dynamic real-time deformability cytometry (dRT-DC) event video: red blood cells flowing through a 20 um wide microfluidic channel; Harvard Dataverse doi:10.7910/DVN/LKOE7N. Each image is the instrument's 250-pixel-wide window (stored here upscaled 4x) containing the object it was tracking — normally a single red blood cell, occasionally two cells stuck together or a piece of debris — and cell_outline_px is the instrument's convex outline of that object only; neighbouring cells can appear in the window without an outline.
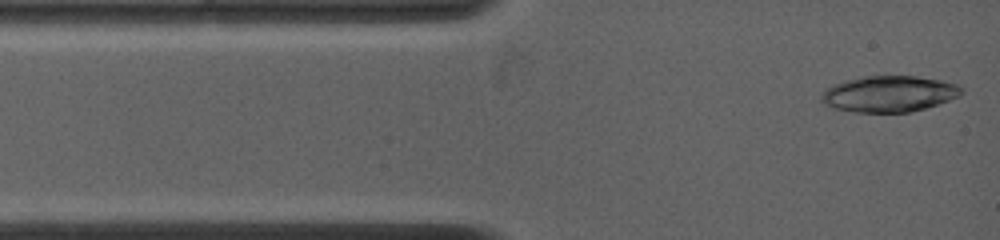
{"species": "common noctule bat (a hibernating species)", "species_latin": "Nyctalus noctula", "temperature_condition": "warm", "stored_images_in_passage": 5, "camera_frame_rate_fps": 4500, "um_per_image_px": 0.085, "animal": {"sex": "female", "body_mass_g": 19.0, "forearm_length_mm": 53.3}, "frame": {"image": 1, "passage_image": 1, "time_ms": 0.0, "image_size_px": [1000, 240], "cell_outline_px": [[964, 92], [960, 96], [924, 108], [908, 112], [852, 112], [832, 108], [824, 104], [820, 100], [820, 96], [828, 88], [844, 80], [864, 76], [916, 76], [940, 80], [956, 84], [964, 88]], "centroid_in_image_um": [75.56, 7.98], "position_along_channel_um": 9.4, "area_um2": 29.42}}